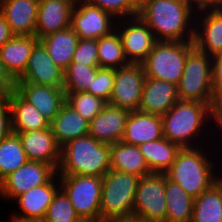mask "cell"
Here are the masks:
<instances>
[{
  "mask_svg": "<svg viewBox=\"0 0 222 222\" xmlns=\"http://www.w3.org/2000/svg\"><path fill=\"white\" fill-rule=\"evenodd\" d=\"M161 118L163 137L181 148H195L209 143L213 148V143L208 139L210 138L212 141L214 135L221 137L219 134L221 117L216 113L214 105L178 100ZM213 123L214 125H212ZM210 131H212V135H210ZM208 132L209 134H207Z\"/></svg>",
  "mask_w": 222,
  "mask_h": 222,
  "instance_id": "1",
  "label": "cell"
},
{
  "mask_svg": "<svg viewBox=\"0 0 222 222\" xmlns=\"http://www.w3.org/2000/svg\"><path fill=\"white\" fill-rule=\"evenodd\" d=\"M196 11L186 0H145L139 17L157 41H193Z\"/></svg>",
  "mask_w": 222,
  "mask_h": 222,
  "instance_id": "2",
  "label": "cell"
},
{
  "mask_svg": "<svg viewBox=\"0 0 222 222\" xmlns=\"http://www.w3.org/2000/svg\"><path fill=\"white\" fill-rule=\"evenodd\" d=\"M219 143L221 148L217 144L215 149H211L208 144L195 148H181L170 169L165 173L166 176L180 185L193 198L199 197L219 181L220 173L218 172H220V167L218 164L220 163L217 162L219 158L215 159L218 154L222 155L220 153L222 152V141ZM217 150L219 151L216 152Z\"/></svg>",
  "mask_w": 222,
  "mask_h": 222,
  "instance_id": "3",
  "label": "cell"
},
{
  "mask_svg": "<svg viewBox=\"0 0 222 222\" xmlns=\"http://www.w3.org/2000/svg\"><path fill=\"white\" fill-rule=\"evenodd\" d=\"M110 170V144L85 135L61 147L57 174L103 177Z\"/></svg>",
  "mask_w": 222,
  "mask_h": 222,
  "instance_id": "4",
  "label": "cell"
},
{
  "mask_svg": "<svg viewBox=\"0 0 222 222\" xmlns=\"http://www.w3.org/2000/svg\"><path fill=\"white\" fill-rule=\"evenodd\" d=\"M140 177L108 170L102 177V194L100 205L101 222L133 214L135 193Z\"/></svg>",
  "mask_w": 222,
  "mask_h": 222,
  "instance_id": "5",
  "label": "cell"
},
{
  "mask_svg": "<svg viewBox=\"0 0 222 222\" xmlns=\"http://www.w3.org/2000/svg\"><path fill=\"white\" fill-rule=\"evenodd\" d=\"M212 57L195 47L188 53L183 75L177 85L179 100L214 105Z\"/></svg>",
  "mask_w": 222,
  "mask_h": 222,
  "instance_id": "6",
  "label": "cell"
},
{
  "mask_svg": "<svg viewBox=\"0 0 222 222\" xmlns=\"http://www.w3.org/2000/svg\"><path fill=\"white\" fill-rule=\"evenodd\" d=\"M193 48V41H158L142 63L146 78L164 80L177 86L183 75L188 53Z\"/></svg>",
  "mask_w": 222,
  "mask_h": 222,
  "instance_id": "7",
  "label": "cell"
},
{
  "mask_svg": "<svg viewBox=\"0 0 222 222\" xmlns=\"http://www.w3.org/2000/svg\"><path fill=\"white\" fill-rule=\"evenodd\" d=\"M60 189L83 222H101L102 177L58 174Z\"/></svg>",
  "mask_w": 222,
  "mask_h": 222,
  "instance_id": "8",
  "label": "cell"
},
{
  "mask_svg": "<svg viewBox=\"0 0 222 222\" xmlns=\"http://www.w3.org/2000/svg\"><path fill=\"white\" fill-rule=\"evenodd\" d=\"M165 174L152 173L139 179L135 193L133 214L150 222L166 219Z\"/></svg>",
  "mask_w": 222,
  "mask_h": 222,
  "instance_id": "9",
  "label": "cell"
},
{
  "mask_svg": "<svg viewBox=\"0 0 222 222\" xmlns=\"http://www.w3.org/2000/svg\"><path fill=\"white\" fill-rule=\"evenodd\" d=\"M56 173L50 164L28 160L0 182V200L12 203L19 195L46 184Z\"/></svg>",
  "mask_w": 222,
  "mask_h": 222,
  "instance_id": "10",
  "label": "cell"
},
{
  "mask_svg": "<svg viewBox=\"0 0 222 222\" xmlns=\"http://www.w3.org/2000/svg\"><path fill=\"white\" fill-rule=\"evenodd\" d=\"M117 19L107 11L84 0H76L70 27L79 39H99L116 30Z\"/></svg>",
  "mask_w": 222,
  "mask_h": 222,
  "instance_id": "11",
  "label": "cell"
},
{
  "mask_svg": "<svg viewBox=\"0 0 222 222\" xmlns=\"http://www.w3.org/2000/svg\"><path fill=\"white\" fill-rule=\"evenodd\" d=\"M145 80L142 64L130 63L115 69L113 91L108 104L128 111H139Z\"/></svg>",
  "mask_w": 222,
  "mask_h": 222,
  "instance_id": "12",
  "label": "cell"
},
{
  "mask_svg": "<svg viewBox=\"0 0 222 222\" xmlns=\"http://www.w3.org/2000/svg\"><path fill=\"white\" fill-rule=\"evenodd\" d=\"M118 31L129 63L142 64L158 42L153 31L139 15L117 20Z\"/></svg>",
  "mask_w": 222,
  "mask_h": 222,
  "instance_id": "13",
  "label": "cell"
},
{
  "mask_svg": "<svg viewBox=\"0 0 222 222\" xmlns=\"http://www.w3.org/2000/svg\"><path fill=\"white\" fill-rule=\"evenodd\" d=\"M17 83L63 88L64 70L49 56L47 49L39 41L33 48L24 74Z\"/></svg>",
  "mask_w": 222,
  "mask_h": 222,
  "instance_id": "14",
  "label": "cell"
},
{
  "mask_svg": "<svg viewBox=\"0 0 222 222\" xmlns=\"http://www.w3.org/2000/svg\"><path fill=\"white\" fill-rule=\"evenodd\" d=\"M193 44L210 57L222 51V9L196 12Z\"/></svg>",
  "mask_w": 222,
  "mask_h": 222,
  "instance_id": "15",
  "label": "cell"
},
{
  "mask_svg": "<svg viewBox=\"0 0 222 222\" xmlns=\"http://www.w3.org/2000/svg\"><path fill=\"white\" fill-rule=\"evenodd\" d=\"M59 189V176L56 173L46 184L34 187L26 193L19 195L13 201L16 205L15 207H18V210L13 208V210L15 209L13 214L23 218L42 221L53 196Z\"/></svg>",
  "mask_w": 222,
  "mask_h": 222,
  "instance_id": "16",
  "label": "cell"
},
{
  "mask_svg": "<svg viewBox=\"0 0 222 222\" xmlns=\"http://www.w3.org/2000/svg\"><path fill=\"white\" fill-rule=\"evenodd\" d=\"M39 0H0V14L14 36H35Z\"/></svg>",
  "mask_w": 222,
  "mask_h": 222,
  "instance_id": "17",
  "label": "cell"
},
{
  "mask_svg": "<svg viewBox=\"0 0 222 222\" xmlns=\"http://www.w3.org/2000/svg\"><path fill=\"white\" fill-rule=\"evenodd\" d=\"M14 133L19 136L29 161L44 162L58 170L61 161V147L56 143L51 128Z\"/></svg>",
  "mask_w": 222,
  "mask_h": 222,
  "instance_id": "18",
  "label": "cell"
},
{
  "mask_svg": "<svg viewBox=\"0 0 222 222\" xmlns=\"http://www.w3.org/2000/svg\"><path fill=\"white\" fill-rule=\"evenodd\" d=\"M25 101L37 108L51 123L62 104L66 101L63 88L36 85L32 83H16L15 90Z\"/></svg>",
  "mask_w": 222,
  "mask_h": 222,
  "instance_id": "19",
  "label": "cell"
},
{
  "mask_svg": "<svg viewBox=\"0 0 222 222\" xmlns=\"http://www.w3.org/2000/svg\"><path fill=\"white\" fill-rule=\"evenodd\" d=\"M76 0H39L35 36L38 39L70 27Z\"/></svg>",
  "mask_w": 222,
  "mask_h": 222,
  "instance_id": "20",
  "label": "cell"
},
{
  "mask_svg": "<svg viewBox=\"0 0 222 222\" xmlns=\"http://www.w3.org/2000/svg\"><path fill=\"white\" fill-rule=\"evenodd\" d=\"M130 111L107 104L89 124V135L96 140L114 144L122 141Z\"/></svg>",
  "mask_w": 222,
  "mask_h": 222,
  "instance_id": "21",
  "label": "cell"
},
{
  "mask_svg": "<svg viewBox=\"0 0 222 222\" xmlns=\"http://www.w3.org/2000/svg\"><path fill=\"white\" fill-rule=\"evenodd\" d=\"M178 100L175 84L146 78L139 111L163 116Z\"/></svg>",
  "mask_w": 222,
  "mask_h": 222,
  "instance_id": "22",
  "label": "cell"
},
{
  "mask_svg": "<svg viewBox=\"0 0 222 222\" xmlns=\"http://www.w3.org/2000/svg\"><path fill=\"white\" fill-rule=\"evenodd\" d=\"M163 137L162 118L159 115L130 111L122 142L140 145Z\"/></svg>",
  "mask_w": 222,
  "mask_h": 222,
  "instance_id": "23",
  "label": "cell"
},
{
  "mask_svg": "<svg viewBox=\"0 0 222 222\" xmlns=\"http://www.w3.org/2000/svg\"><path fill=\"white\" fill-rule=\"evenodd\" d=\"M38 42L36 36H13L0 48V59L16 80L24 74L32 50Z\"/></svg>",
  "mask_w": 222,
  "mask_h": 222,
  "instance_id": "24",
  "label": "cell"
},
{
  "mask_svg": "<svg viewBox=\"0 0 222 222\" xmlns=\"http://www.w3.org/2000/svg\"><path fill=\"white\" fill-rule=\"evenodd\" d=\"M90 122L83 118L66 101L62 104L59 113L50 123L56 143L62 147L68 141L88 135Z\"/></svg>",
  "mask_w": 222,
  "mask_h": 222,
  "instance_id": "25",
  "label": "cell"
},
{
  "mask_svg": "<svg viewBox=\"0 0 222 222\" xmlns=\"http://www.w3.org/2000/svg\"><path fill=\"white\" fill-rule=\"evenodd\" d=\"M7 98L11 109L13 132L41 131L50 128L48 119L16 91H12Z\"/></svg>",
  "mask_w": 222,
  "mask_h": 222,
  "instance_id": "26",
  "label": "cell"
},
{
  "mask_svg": "<svg viewBox=\"0 0 222 222\" xmlns=\"http://www.w3.org/2000/svg\"><path fill=\"white\" fill-rule=\"evenodd\" d=\"M110 169L133 174L140 178L152 174L138 146L122 141L110 144Z\"/></svg>",
  "mask_w": 222,
  "mask_h": 222,
  "instance_id": "27",
  "label": "cell"
},
{
  "mask_svg": "<svg viewBox=\"0 0 222 222\" xmlns=\"http://www.w3.org/2000/svg\"><path fill=\"white\" fill-rule=\"evenodd\" d=\"M79 37L71 27L50 33L39 41L47 49L49 56L63 70L71 63Z\"/></svg>",
  "mask_w": 222,
  "mask_h": 222,
  "instance_id": "28",
  "label": "cell"
},
{
  "mask_svg": "<svg viewBox=\"0 0 222 222\" xmlns=\"http://www.w3.org/2000/svg\"><path fill=\"white\" fill-rule=\"evenodd\" d=\"M152 173L165 174L181 147L165 137L138 145Z\"/></svg>",
  "mask_w": 222,
  "mask_h": 222,
  "instance_id": "29",
  "label": "cell"
},
{
  "mask_svg": "<svg viewBox=\"0 0 222 222\" xmlns=\"http://www.w3.org/2000/svg\"><path fill=\"white\" fill-rule=\"evenodd\" d=\"M166 219L165 222H191L194 198L165 174Z\"/></svg>",
  "mask_w": 222,
  "mask_h": 222,
  "instance_id": "30",
  "label": "cell"
},
{
  "mask_svg": "<svg viewBox=\"0 0 222 222\" xmlns=\"http://www.w3.org/2000/svg\"><path fill=\"white\" fill-rule=\"evenodd\" d=\"M191 222H222V183L216 182L194 198Z\"/></svg>",
  "mask_w": 222,
  "mask_h": 222,
  "instance_id": "31",
  "label": "cell"
},
{
  "mask_svg": "<svg viewBox=\"0 0 222 222\" xmlns=\"http://www.w3.org/2000/svg\"><path fill=\"white\" fill-rule=\"evenodd\" d=\"M98 65L100 68L118 69L129 65L123 43L117 30L97 39Z\"/></svg>",
  "mask_w": 222,
  "mask_h": 222,
  "instance_id": "32",
  "label": "cell"
},
{
  "mask_svg": "<svg viewBox=\"0 0 222 222\" xmlns=\"http://www.w3.org/2000/svg\"><path fill=\"white\" fill-rule=\"evenodd\" d=\"M27 161L19 136L12 132L0 142V182Z\"/></svg>",
  "mask_w": 222,
  "mask_h": 222,
  "instance_id": "33",
  "label": "cell"
},
{
  "mask_svg": "<svg viewBox=\"0 0 222 222\" xmlns=\"http://www.w3.org/2000/svg\"><path fill=\"white\" fill-rule=\"evenodd\" d=\"M100 67H88L79 63H70L64 70L65 93L87 92L92 94V82L96 79Z\"/></svg>",
  "mask_w": 222,
  "mask_h": 222,
  "instance_id": "34",
  "label": "cell"
},
{
  "mask_svg": "<svg viewBox=\"0 0 222 222\" xmlns=\"http://www.w3.org/2000/svg\"><path fill=\"white\" fill-rule=\"evenodd\" d=\"M65 96L66 102L89 122L108 104L102 98L87 92L65 93Z\"/></svg>",
  "mask_w": 222,
  "mask_h": 222,
  "instance_id": "35",
  "label": "cell"
},
{
  "mask_svg": "<svg viewBox=\"0 0 222 222\" xmlns=\"http://www.w3.org/2000/svg\"><path fill=\"white\" fill-rule=\"evenodd\" d=\"M42 222H83L66 194L59 189L46 211Z\"/></svg>",
  "mask_w": 222,
  "mask_h": 222,
  "instance_id": "36",
  "label": "cell"
},
{
  "mask_svg": "<svg viewBox=\"0 0 222 222\" xmlns=\"http://www.w3.org/2000/svg\"><path fill=\"white\" fill-rule=\"evenodd\" d=\"M112 14L117 20L139 14V5L134 0H84Z\"/></svg>",
  "mask_w": 222,
  "mask_h": 222,
  "instance_id": "37",
  "label": "cell"
},
{
  "mask_svg": "<svg viewBox=\"0 0 222 222\" xmlns=\"http://www.w3.org/2000/svg\"><path fill=\"white\" fill-rule=\"evenodd\" d=\"M71 63L99 67L97 39H79Z\"/></svg>",
  "mask_w": 222,
  "mask_h": 222,
  "instance_id": "38",
  "label": "cell"
},
{
  "mask_svg": "<svg viewBox=\"0 0 222 222\" xmlns=\"http://www.w3.org/2000/svg\"><path fill=\"white\" fill-rule=\"evenodd\" d=\"M115 79V69L99 68L96 79L92 82V95L109 103Z\"/></svg>",
  "mask_w": 222,
  "mask_h": 222,
  "instance_id": "39",
  "label": "cell"
},
{
  "mask_svg": "<svg viewBox=\"0 0 222 222\" xmlns=\"http://www.w3.org/2000/svg\"><path fill=\"white\" fill-rule=\"evenodd\" d=\"M13 132L11 109L7 97H0V142Z\"/></svg>",
  "mask_w": 222,
  "mask_h": 222,
  "instance_id": "40",
  "label": "cell"
},
{
  "mask_svg": "<svg viewBox=\"0 0 222 222\" xmlns=\"http://www.w3.org/2000/svg\"><path fill=\"white\" fill-rule=\"evenodd\" d=\"M17 80L6 69L4 62L0 59V97H7L16 90Z\"/></svg>",
  "mask_w": 222,
  "mask_h": 222,
  "instance_id": "41",
  "label": "cell"
},
{
  "mask_svg": "<svg viewBox=\"0 0 222 222\" xmlns=\"http://www.w3.org/2000/svg\"><path fill=\"white\" fill-rule=\"evenodd\" d=\"M196 11L222 9V0H186Z\"/></svg>",
  "mask_w": 222,
  "mask_h": 222,
  "instance_id": "42",
  "label": "cell"
},
{
  "mask_svg": "<svg viewBox=\"0 0 222 222\" xmlns=\"http://www.w3.org/2000/svg\"><path fill=\"white\" fill-rule=\"evenodd\" d=\"M212 86L216 93L222 87V63H212Z\"/></svg>",
  "mask_w": 222,
  "mask_h": 222,
  "instance_id": "43",
  "label": "cell"
},
{
  "mask_svg": "<svg viewBox=\"0 0 222 222\" xmlns=\"http://www.w3.org/2000/svg\"><path fill=\"white\" fill-rule=\"evenodd\" d=\"M14 35L4 17L0 14V48L8 42Z\"/></svg>",
  "mask_w": 222,
  "mask_h": 222,
  "instance_id": "44",
  "label": "cell"
},
{
  "mask_svg": "<svg viewBox=\"0 0 222 222\" xmlns=\"http://www.w3.org/2000/svg\"><path fill=\"white\" fill-rule=\"evenodd\" d=\"M110 222H150L146 220L143 216H139L136 214L125 215L122 217L115 218Z\"/></svg>",
  "mask_w": 222,
  "mask_h": 222,
  "instance_id": "45",
  "label": "cell"
},
{
  "mask_svg": "<svg viewBox=\"0 0 222 222\" xmlns=\"http://www.w3.org/2000/svg\"><path fill=\"white\" fill-rule=\"evenodd\" d=\"M214 107L216 113L222 117V87L215 93Z\"/></svg>",
  "mask_w": 222,
  "mask_h": 222,
  "instance_id": "46",
  "label": "cell"
},
{
  "mask_svg": "<svg viewBox=\"0 0 222 222\" xmlns=\"http://www.w3.org/2000/svg\"><path fill=\"white\" fill-rule=\"evenodd\" d=\"M9 219H10L9 222H42V221L36 220V219H28V218L19 217L15 214H12V213H11V216Z\"/></svg>",
  "mask_w": 222,
  "mask_h": 222,
  "instance_id": "47",
  "label": "cell"
},
{
  "mask_svg": "<svg viewBox=\"0 0 222 222\" xmlns=\"http://www.w3.org/2000/svg\"><path fill=\"white\" fill-rule=\"evenodd\" d=\"M212 63H222V51L216 56L212 57Z\"/></svg>",
  "mask_w": 222,
  "mask_h": 222,
  "instance_id": "48",
  "label": "cell"
},
{
  "mask_svg": "<svg viewBox=\"0 0 222 222\" xmlns=\"http://www.w3.org/2000/svg\"><path fill=\"white\" fill-rule=\"evenodd\" d=\"M220 130H221V136H222V117H221V122H220ZM222 138V137H221ZM220 137L219 138H217L219 141L221 140L222 141V139H221Z\"/></svg>",
  "mask_w": 222,
  "mask_h": 222,
  "instance_id": "49",
  "label": "cell"
},
{
  "mask_svg": "<svg viewBox=\"0 0 222 222\" xmlns=\"http://www.w3.org/2000/svg\"><path fill=\"white\" fill-rule=\"evenodd\" d=\"M139 6L145 1V0H134Z\"/></svg>",
  "mask_w": 222,
  "mask_h": 222,
  "instance_id": "50",
  "label": "cell"
},
{
  "mask_svg": "<svg viewBox=\"0 0 222 222\" xmlns=\"http://www.w3.org/2000/svg\"><path fill=\"white\" fill-rule=\"evenodd\" d=\"M221 167H222V165H221ZM220 176H219V181L222 183V170H220Z\"/></svg>",
  "mask_w": 222,
  "mask_h": 222,
  "instance_id": "51",
  "label": "cell"
}]
</instances>
